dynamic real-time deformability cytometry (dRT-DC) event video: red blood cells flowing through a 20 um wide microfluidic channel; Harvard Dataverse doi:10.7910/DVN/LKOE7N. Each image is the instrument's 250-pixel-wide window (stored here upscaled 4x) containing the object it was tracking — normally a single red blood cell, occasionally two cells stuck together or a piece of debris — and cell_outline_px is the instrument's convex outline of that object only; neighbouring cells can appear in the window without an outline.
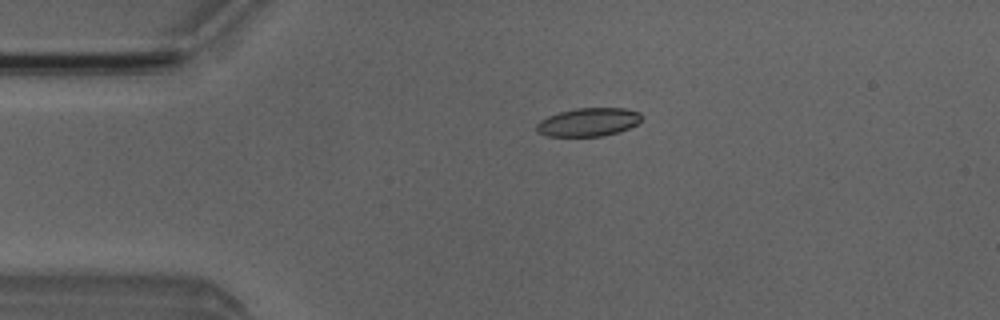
{"species": "Egyptian fruit bat (a non-hibernating species)", "species_latin": "Rousettus aegyptiacus", "temperature_condition": "room temperature", "stored_images_in_passage": 4, "camera_frame_rate_fps": 3000, "um_per_image_px": 0.085, "animal": {"sex": "male"}, "frame": {"image": 1, "passage_image": 3, "time_ms": 2.333, "image_size_px": [1000, 320], "cell_outline_px": [[640, 120], [636, 124], [620, 132], [604, 136], [548, 136], [536, 132], [536, 124], [540, 120], [548, 116], [560, 112], [576, 108], [624, 108], [640, 112]], "centroid_in_image_um": [49.99, 10.38], "position_along_channel_um": 35.0, "area_um2": 17.34}}